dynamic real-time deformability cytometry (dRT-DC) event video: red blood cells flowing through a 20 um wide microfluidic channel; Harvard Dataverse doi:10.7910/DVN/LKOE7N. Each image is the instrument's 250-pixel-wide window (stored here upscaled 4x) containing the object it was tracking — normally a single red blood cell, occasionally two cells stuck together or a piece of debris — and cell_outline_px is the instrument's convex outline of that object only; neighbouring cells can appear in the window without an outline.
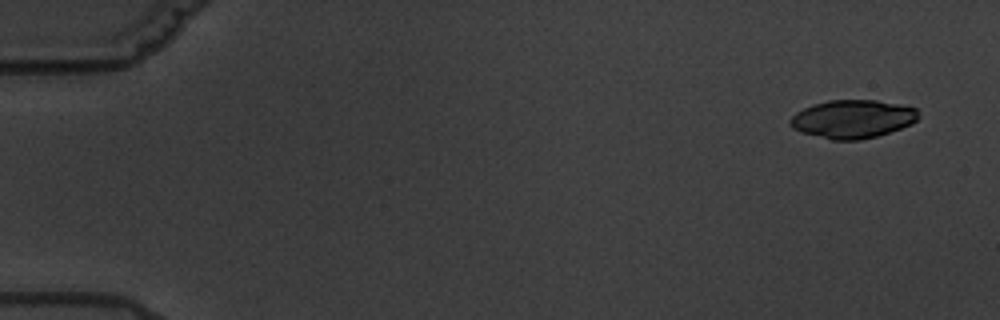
{"species": "common noctule bat (a hibernating species)", "species_latin": "Nyctalus noctula", "temperature_condition": "warm", "stored_images_in_passage": 5, "camera_frame_rate_fps": 3000, "um_per_image_px": 0.085, "animal": {"sex": "male", "body_mass_g": 19.5, "forearm_length_mm": 54.6}, "frame": {"image": 1, "passage_image": 1, "time_ms": 0.0, "image_size_px": [1000, 320], "cell_outline_px": [[920, 116], [912, 124], [876, 136], [860, 140], [832, 140], [800, 132], [792, 128], [788, 124], [788, 120], [796, 112], [812, 104], [828, 100], [876, 100], [900, 104], [916, 108]], "centroid_in_image_um": [72.44, 10.11], "position_along_channel_um": 12.6, "area_um2": 28.78}}